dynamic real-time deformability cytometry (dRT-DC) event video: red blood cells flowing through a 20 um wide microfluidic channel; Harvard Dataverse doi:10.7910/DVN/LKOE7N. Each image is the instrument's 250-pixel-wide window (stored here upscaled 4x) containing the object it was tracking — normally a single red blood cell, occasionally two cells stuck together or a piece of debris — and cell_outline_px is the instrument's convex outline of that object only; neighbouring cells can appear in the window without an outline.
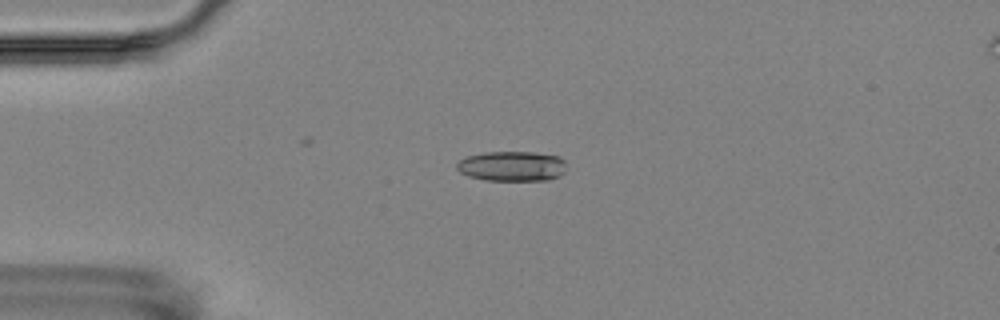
{"species": "Egyptian fruit bat (a non-hibernating species)", "species_latin": "Rousettus aegyptiacus", "temperature_condition": "room temperature", "stored_images_in_passage": 8, "camera_frame_rate_fps": 3000, "um_per_image_px": 0.085, "animal": {"sex": "female"}, "frame": {"image": 1, "passage_image": 3, "time_ms": 2.333, "image_size_px": [1000, 320], "cell_outline_px": [[564, 172], [560, 176], [548, 180], [484, 180], [468, 176], [460, 172], [456, 168], [456, 164], [460, 160], [468, 156], [484, 152], [536, 152], [560, 156], [564, 160]], "centroid_in_image_um": [43.52, 14.12], "position_along_channel_um": 41.5, "area_um2": 19.25}}
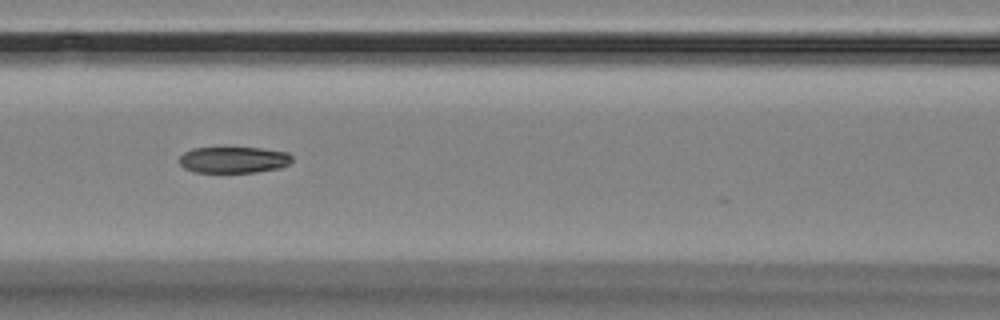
{"frame": {"image": 2, "passage_image": 6, "time_ms": 6.0, "image_size_px": [1000, 320], "cell_outline_px": [[292, 160], [288, 164], [280, 168], [256, 172], [192, 172], [184, 168], [180, 164], [180, 156], [184, 152], [192, 148], [260, 148], [288, 152], [292, 156]], "centroid_in_image_um": [19.86, 13.59], "position_along_channel_um": 146.7, "area_um2": 17.28}}
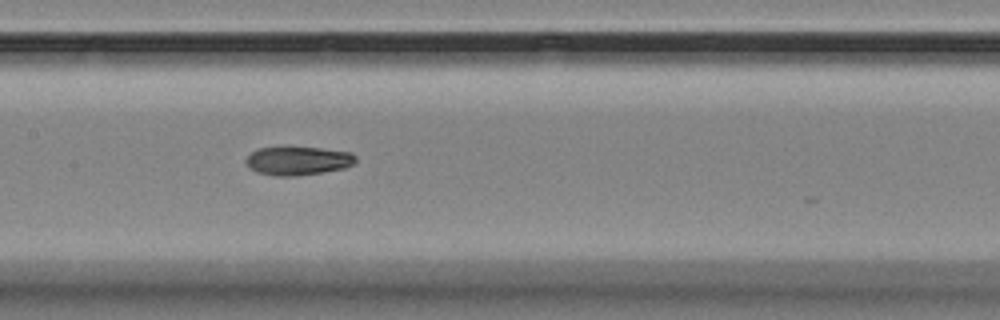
{"frame": {"image": 3, "passage_image": 7, "time_ms": 7.0, "image_size_px": [1000, 320], "cell_outline_px": [[356, 160], [352, 164], [344, 168], [296, 176], [276, 176], [256, 172], [244, 160], [256, 148], [320, 148], [352, 152], [356, 156]], "centroid_in_image_um": [25.33, 13.67], "position_along_channel_um": 182.1, "area_um2": 17.98}}